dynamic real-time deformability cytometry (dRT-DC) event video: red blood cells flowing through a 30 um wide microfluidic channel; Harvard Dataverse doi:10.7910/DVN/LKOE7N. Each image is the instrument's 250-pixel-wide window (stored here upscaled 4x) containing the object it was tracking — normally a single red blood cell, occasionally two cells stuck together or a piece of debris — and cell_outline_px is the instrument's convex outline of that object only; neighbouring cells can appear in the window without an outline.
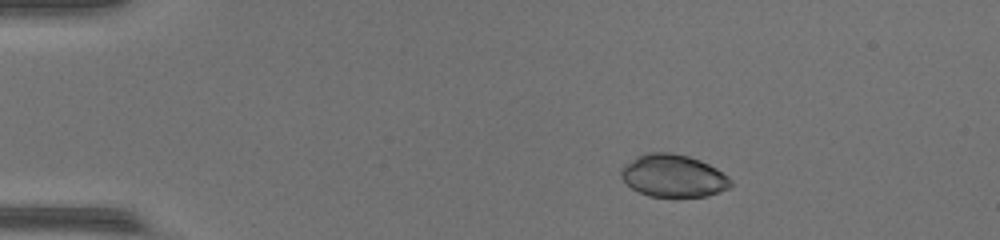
{"species": "common noctule bat (a hibernating species)", "species_latin": "Nyctalus noctula", "temperature_condition": "warm", "stored_images_in_passage": 44, "camera_frame_rate_fps": 3000, "um_per_image_px": 0.085, "animal": {"sex": "female", "body_mass_g": 17.0, "forearm_length_mm": 48.0}, "frame": {"image": 1, "passage_image": 1, "time_ms": 0.0, "image_size_px": [1000, 240], "cell_outline_px": [[732, 184], [728, 188], [708, 196], [648, 196], [632, 188], [620, 176], [620, 168], [624, 164], [636, 156], [644, 152], [668, 152], [688, 156], [700, 160], [716, 168], [728, 176], [732, 180]], "centroid_in_image_um": [57.21, 14.92], "position_along_channel_um": 27.8, "area_um2": 27.17}}
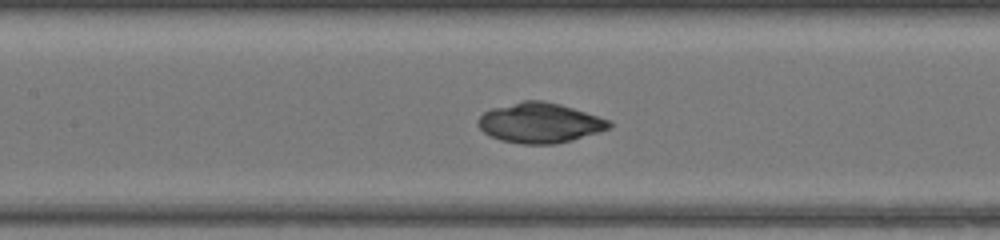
{"frame": {"image": 2, "passage_image": 17, "time_ms": 5.333, "image_size_px": [1000, 240], "cell_outline_px": [[612, 128], [572, 140], [556, 144], [524, 144], [500, 140], [484, 132], [476, 124], [480, 116], [484, 112], [492, 108], [520, 100], [544, 100], [560, 104], [608, 120], [612, 124]], "centroid_in_image_um": [45.86, 10.44], "position_along_channel_um": 161.5, "area_um2": 30.52}}
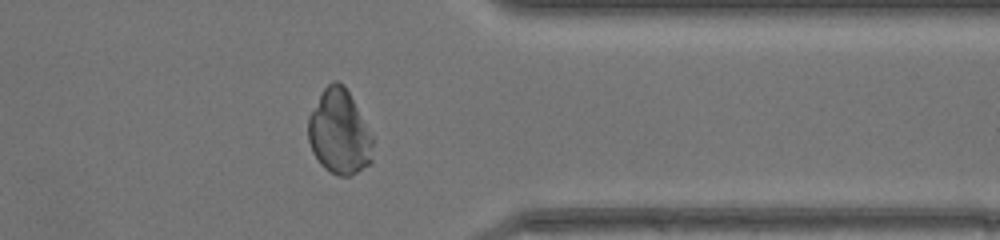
{"frame": {"image": 3, "passage_image": 34, "time_ms": 11.0, "image_size_px": [1000, 240], "cell_outline_px": [[372, 164], [348, 176], [336, 176], [324, 168], [320, 164], [312, 152], [308, 140], [308, 116], [324, 88], [332, 80], [336, 80], [344, 84], [372, 136]], "centroid_in_image_um": [28.82, 11.26], "position_along_channel_um": 382.6, "area_um2": 31.85}}